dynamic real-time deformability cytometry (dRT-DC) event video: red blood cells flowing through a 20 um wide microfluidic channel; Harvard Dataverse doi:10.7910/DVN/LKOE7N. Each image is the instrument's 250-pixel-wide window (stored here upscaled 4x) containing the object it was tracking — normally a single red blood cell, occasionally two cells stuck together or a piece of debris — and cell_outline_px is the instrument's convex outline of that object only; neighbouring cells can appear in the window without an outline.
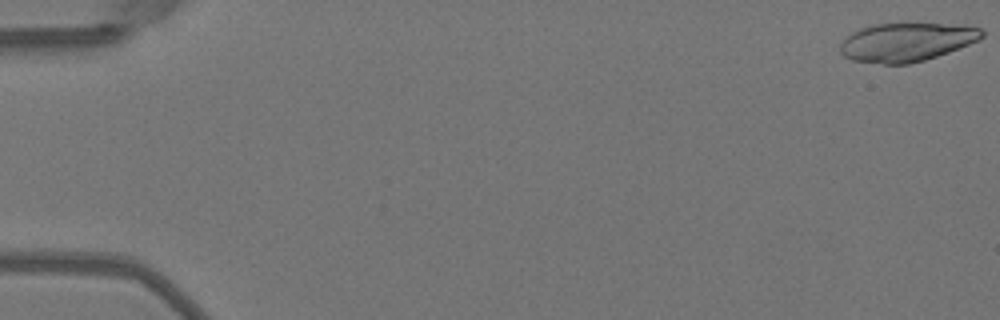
{"species": "Egyptian fruit bat (a non-hibernating species)", "species_latin": "Rousettus aegyptiacus", "temperature_condition": "warm", "stored_images_in_passage": 51, "segment_of_instrument_passage": [1, 2], "camera_frame_rate_fps": 3000, "um_per_image_px": 0.085, "animal": {"sex": "female"}, "frame": {"image": 1, "passage_image": 1, "time_ms": 0.0, "image_size_px": [1000, 320], "cell_outline_px": [[984, 36], [980, 40], [948, 52], [924, 60], [908, 64], [884, 64], [852, 60], [844, 56], [840, 52], [840, 44], [852, 32], [860, 28], [876, 24], [964, 24], [984, 28]], "centroid_in_image_um": [77.1, 3.57], "position_along_channel_um": 7.9, "area_um2": 31.91}}